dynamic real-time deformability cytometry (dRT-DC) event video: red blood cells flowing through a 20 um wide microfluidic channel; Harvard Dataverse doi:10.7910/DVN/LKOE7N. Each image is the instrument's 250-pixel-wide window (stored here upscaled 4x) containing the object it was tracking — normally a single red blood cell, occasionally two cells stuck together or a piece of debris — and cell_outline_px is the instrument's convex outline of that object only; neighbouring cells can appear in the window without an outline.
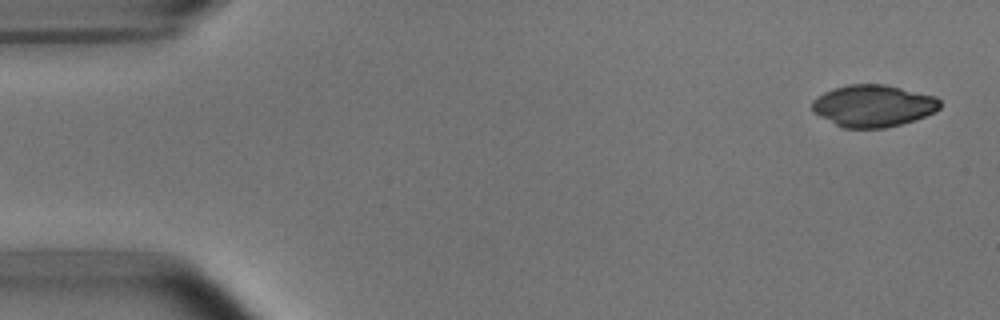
{"species": "common noctule bat (a hibernating species)", "species_latin": "Nyctalus noctula", "temperature_condition": "room temperature", "stored_images_in_passage": 48, "camera_frame_rate_fps": 3000, "um_per_image_px": 0.085, "animal": {"sex": "male", "body_mass_g": 15.6}, "frame": {"image": 1, "passage_image": 1, "time_ms": 0.0, "image_size_px": [1000, 320], "cell_outline_px": [[940, 108], [936, 112], [900, 124], [884, 128], [844, 128], [812, 112], [812, 100], [824, 92], [832, 88], [848, 84], [884, 84], [936, 96], [940, 100]], "centroid_in_image_um": [74.21, 8.98], "position_along_channel_um": 10.8, "area_um2": 31.21}}